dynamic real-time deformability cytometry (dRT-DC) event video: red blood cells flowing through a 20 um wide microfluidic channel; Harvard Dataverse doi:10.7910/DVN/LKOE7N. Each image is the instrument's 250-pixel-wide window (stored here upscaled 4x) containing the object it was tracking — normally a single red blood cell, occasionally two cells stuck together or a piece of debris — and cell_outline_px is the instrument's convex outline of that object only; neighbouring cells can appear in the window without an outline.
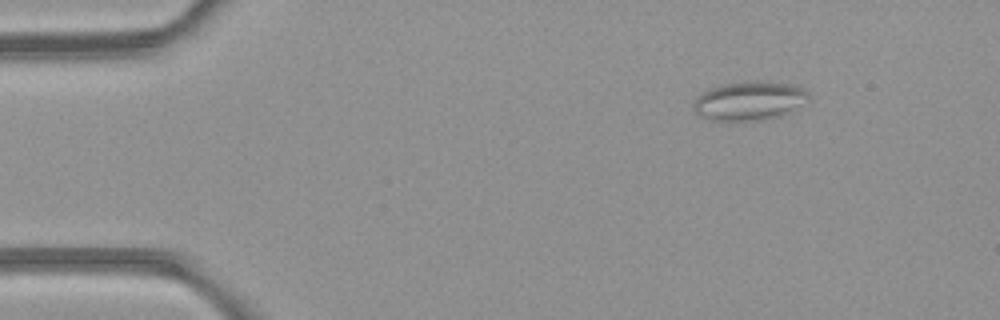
{"species": "common noctule bat (a hibernating species)", "species_latin": "Nyctalus noctula", "temperature_condition": "room temperature", "stored_images_in_passage": 3, "camera_frame_rate_fps": 3000, "um_per_image_px": 0.085, "animal": {"sex": "female", "body_mass_g": 21.9}, "frame": {"image": 1, "passage_image": 1, "time_ms": 0.0, "image_size_px": [1000, 320], "cell_outline_px": [[808, 100], [792, 112], [780, 116], [764, 120], [708, 120], [696, 116], [692, 104], [696, 96], [708, 88], [728, 84], [756, 80], [792, 84], [804, 88], [808, 92]], "centroid_in_image_um": [63.68, 8.58], "position_along_channel_um": 21.3, "area_um2": 26.47}}